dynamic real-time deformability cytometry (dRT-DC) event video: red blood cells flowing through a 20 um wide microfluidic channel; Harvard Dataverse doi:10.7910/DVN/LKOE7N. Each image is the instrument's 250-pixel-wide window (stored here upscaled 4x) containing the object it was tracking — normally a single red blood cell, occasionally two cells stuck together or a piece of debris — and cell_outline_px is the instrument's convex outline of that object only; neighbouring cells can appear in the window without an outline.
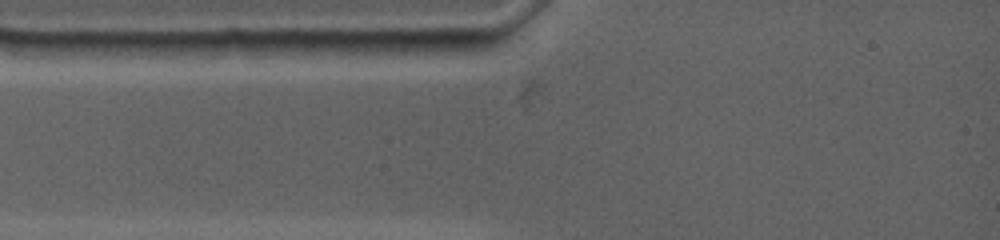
{"species": "common noctule bat (a hibernating species)", "species_latin": "Nyctalus noctula", "temperature_condition": "warm", "stored_images_in_passage": 2, "camera_frame_rate_fps": 4500, "um_per_image_px": 0.085, "animal": {"sex": "female", "body_mass_g": 19.0, "forearm_length_mm": 53.3}, "frame": {"image": 1, "passage_image": 1, "time_ms": 0.0, "image_size_px": [1000, 240], "cell_outline_px": [[496, 44], [464, 56], [376, 52], [368, 40], [488, 40]], "centroid_in_image_um": [36.63, 3.97], "position_along_channel_um": 48.4, "area_um2": 11.44}}